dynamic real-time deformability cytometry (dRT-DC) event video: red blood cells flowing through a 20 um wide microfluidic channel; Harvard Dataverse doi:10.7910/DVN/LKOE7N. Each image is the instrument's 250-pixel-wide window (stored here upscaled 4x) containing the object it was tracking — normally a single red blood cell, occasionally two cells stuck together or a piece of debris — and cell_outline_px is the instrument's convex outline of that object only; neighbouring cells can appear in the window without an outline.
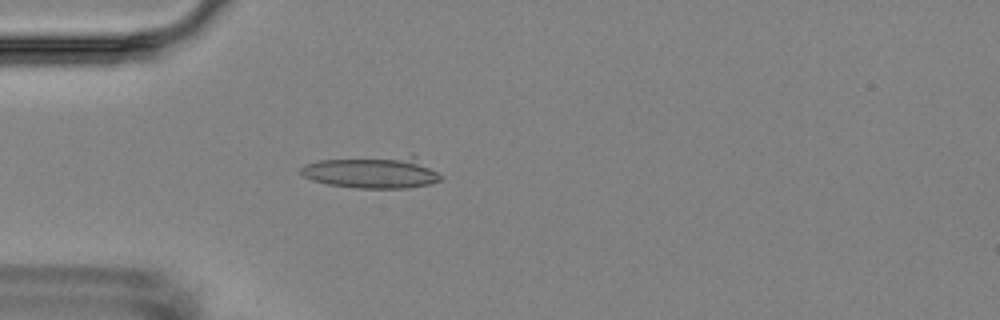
{"species": "Egyptian fruit bat (a non-hibernating species)", "species_latin": "Rousettus aegyptiacus", "temperature_condition": "room temperature", "stored_images_in_passage": 4, "camera_frame_rate_fps": 3000, "um_per_image_px": 0.085, "animal": {"sex": "female"}, "frame": {"image": 1, "passage_image": 4, "time_ms": 3.333, "image_size_px": [1000, 320], "cell_outline_px": [[444, 176], [440, 180], [428, 184], [408, 188], [356, 188], [328, 184], [312, 180], [304, 176], [300, 172], [300, 168], [304, 164], [320, 160], [412, 156], [416, 156]], "centroid_in_image_um": [31.66, 14.66], "position_along_channel_um": 53.3, "area_um2": 25.78}}